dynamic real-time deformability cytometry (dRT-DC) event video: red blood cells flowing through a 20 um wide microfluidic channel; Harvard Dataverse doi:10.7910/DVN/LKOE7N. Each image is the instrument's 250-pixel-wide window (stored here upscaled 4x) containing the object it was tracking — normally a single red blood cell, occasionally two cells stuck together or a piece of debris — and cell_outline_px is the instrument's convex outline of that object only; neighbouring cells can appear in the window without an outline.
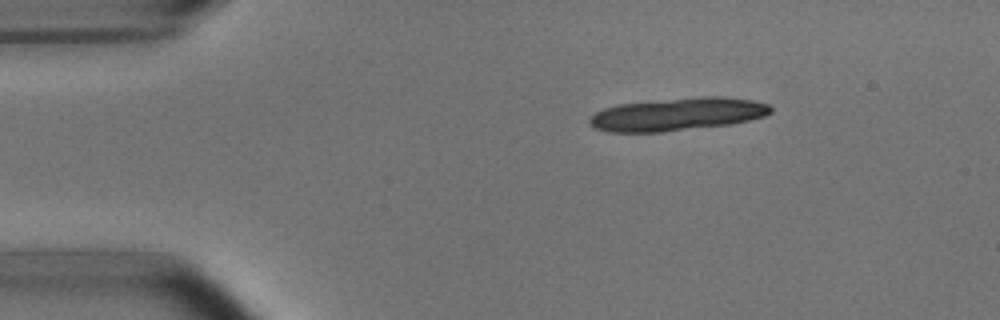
{"species": "common noctule bat (a hibernating species)", "species_latin": "Nyctalus noctula", "temperature_condition": "room temperature", "stored_images_in_passage": 12, "camera_frame_rate_fps": 3000, "um_per_image_px": 0.085, "animal": {"sex": "male", "body_mass_g": 15.6}, "frame": {"image": 1, "passage_image": 1, "time_ms": 0.0, "image_size_px": [1000, 320], "cell_outline_px": [[772, 112], [764, 116], [732, 124], [660, 132], [608, 132], [592, 128], [588, 124], [588, 120], [596, 112], [604, 108], [620, 104], [700, 96], [724, 96], [752, 100], [768, 104], [772, 108]], "centroid_in_image_um": [57.57, 9.71], "position_along_channel_um": 27.4, "area_um2": 34.74}}